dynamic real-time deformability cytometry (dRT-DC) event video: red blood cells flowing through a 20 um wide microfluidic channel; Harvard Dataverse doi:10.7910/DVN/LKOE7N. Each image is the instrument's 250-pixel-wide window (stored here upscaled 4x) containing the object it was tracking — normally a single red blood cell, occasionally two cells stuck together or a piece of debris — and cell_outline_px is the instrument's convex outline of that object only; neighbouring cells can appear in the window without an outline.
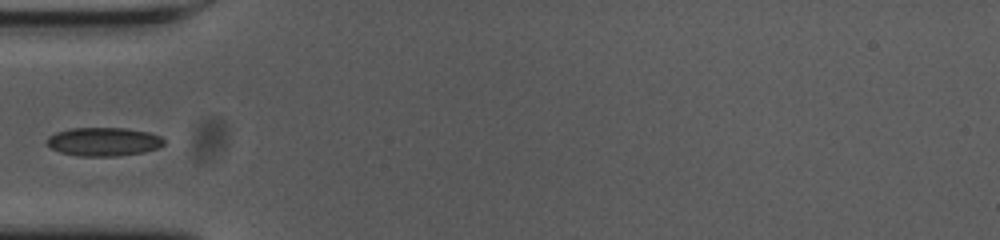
{"species": "common noctule bat (a hibernating species)", "species_latin": "Nyctalus noctula", "temperature_condition": "cold", "stored_images_in_passage": 39, "camera_frame_rate_fps": 3000, "um_per_image_px": 0.085, "animal": {"sex": "female", "body_mass_g": 23.0, "forearm_length_mm": 53.4}, "frame": {"image": 1, "passage_image": 1, "time_ms": 0.0, "image_size_px": [1000, 240], "cell_outline_px": [[164, 144], [156, 148], [144, 152], [116, 156], [76, 156], [60, 152], [52, 148], [48, 144], [48, 136], [56, 132], [72, 128], [124, 128], [148, 132], [160, 136], [164, 140]], "centroid_in_image_um": [8.8, 12.04], "position_along_channel_um": 76.2, "area_um2": 19.36}}
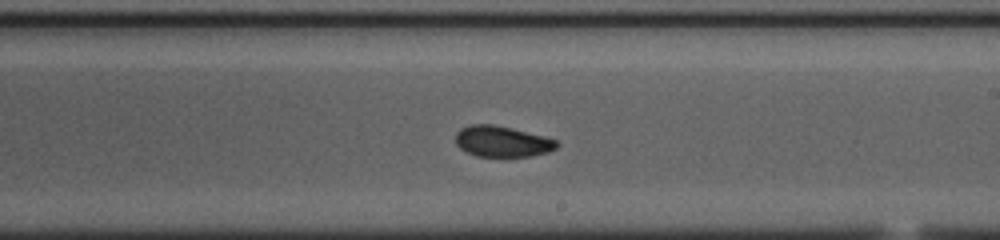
{"frame": {"image": 2, "passage_image": 15, "time_ms": 4.667, "image_size_px": [1000, 240], "cell_outline_px": [[560, 144], [556, 148], [548, 152], [532, 156], [504, 160], [476, 156], [460, 148], [456, 144], [456, 132], [460, 128], [472, 124], [492, 124], [544, 136], [556, 140]], "centroid_in_image_um": [42.69, 12.08], "position_along_channel_um": 246.3, "area_um2": 18.9}}
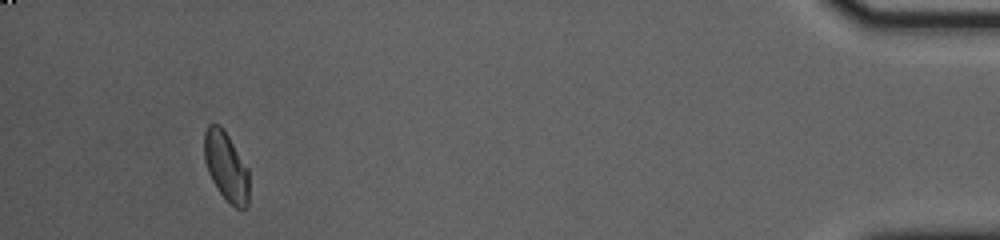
{"frame": {"image": 3, "passage_image": 35, "time_ms": 11.333, "image_size_px": [1000, 240], "cell_outline_px": [[248, 208], [236, 208], [220, 192], [212, 180], [208, 172], [204, 160], [204, 132], [208, 124], [216, 124], [228, 136], [248, 168]], "centroid_in_image_um": [19.21, 14.15], "position_along_channel_um": 416.0, "area_um2": 17.69}}